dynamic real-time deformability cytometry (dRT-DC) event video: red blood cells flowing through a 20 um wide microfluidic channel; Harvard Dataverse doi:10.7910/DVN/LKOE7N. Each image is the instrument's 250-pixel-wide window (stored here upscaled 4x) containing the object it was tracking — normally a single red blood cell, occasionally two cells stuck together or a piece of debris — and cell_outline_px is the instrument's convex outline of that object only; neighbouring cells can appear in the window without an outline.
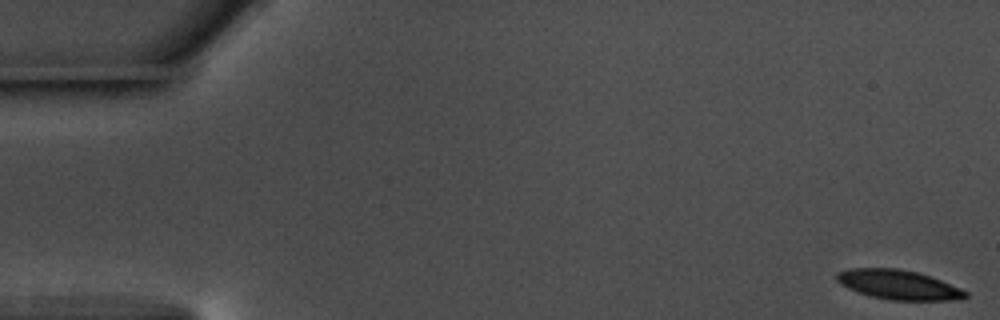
{"species": "common noctule bat (a hibernating species)", "species_latin": "Nyctalus noctula", "temperature_condition": "warm", "stored_images_in_passage": 57, "camera_frame_rate_fps": 3000, "um_per_image_px": 0.085, "animal": {"sex": "male", "body_mass_g": 17.5, "forearm_length_mm": 52.3}, "frame": {"image": 1, "passage_image": 1, "time_ms": 0.0, "image_size_px": [1000, 320], "cell_outline_px": [[968, 296], [964, 300], [888, 300], [868, 296], [848, 288], [840, 284], [836, 280], [836, 272], [852, 268], [896, 268], [916, 272], [940, 280], [960, 288], [968, 292]], "centroid_in_image_um": [76.36, 24.21], "position_along_channel_um": 8.6, "area_um2": 22.2}}
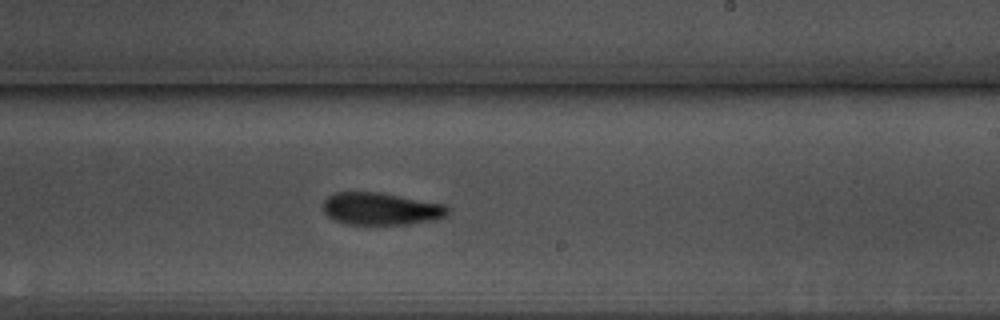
{"frame": {"image": 2, "passage_image": 34, "time_ms": 11.0, "image_size_px": [1000, 320], "cell_outline_px": [[448, 212], [444, 216], [436, 220], [408, 224], [344, 224], [332, 220], [324, 212], [324, 200], [332, 192], [376, 192], [444, 204], [448, 208]], "centroid_in_image_um": [32.33, 17.75], "position_along_channel_um": 256.7, "area_um2": 23.41}}
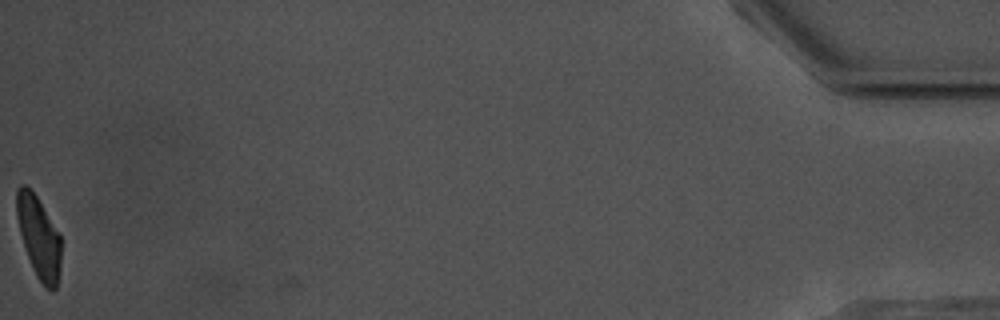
{"frame": {"image": 3, "passage_image": 57, "time_ms": 18.667, "image_size_px": [1000, 320], "cell_outline_px": [[60, 268], [56, 288], [52, 292], [36, 276], [28, 256], [20, 232], [16, 216], [16, 188], [20, 184], [24, 184], [36, 196], [60, 236]], "centroid_in_image_um": [3.28, 20.15], "position_along_channel_um": 431.9, "area_um2": 20.58}, "authors_computed_cell_mechanics": {"area_um2": 23.3512, "velocity_mm_per_s": 3.6053, "shape_relaxation_time_tau1_ms": 4.5248, "shape_relaxation_time_tau2_ms": 6.8159, "deformation_change_tau1": 0.1466, "deformation_change_tau2": 0.1488}}